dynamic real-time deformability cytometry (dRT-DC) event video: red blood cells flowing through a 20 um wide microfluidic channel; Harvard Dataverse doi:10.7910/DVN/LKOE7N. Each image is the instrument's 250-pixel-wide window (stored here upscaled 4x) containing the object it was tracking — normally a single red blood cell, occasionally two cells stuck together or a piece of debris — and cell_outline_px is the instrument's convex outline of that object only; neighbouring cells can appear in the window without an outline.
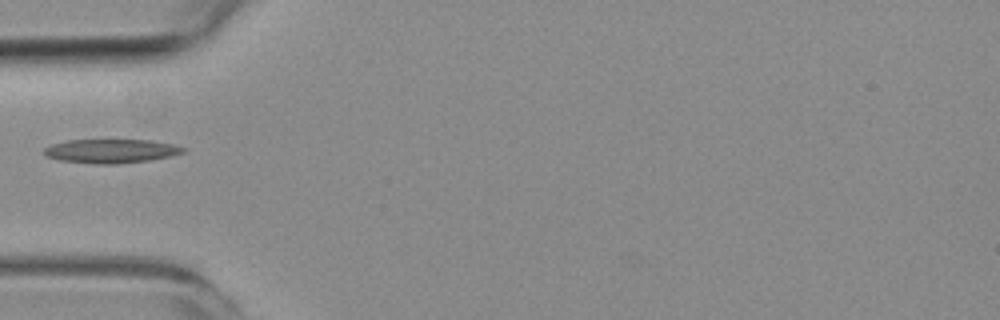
{"species": "common noctule bat (a hibernating species)", "species_latin": "Nyctalus noctula", "temperature_condition": "room temperature", "stored_images_in_passage": 2, "camera_frame_rate_fps": 3000, "um_per_image_px": 0.085, "animal": {"sex": "female", "body_mass_g": 19.3, "forearm_length_mm": 54.1}, "frame": {"image": 1, "passage_image": 2, "time_ms": 1.333, "image_size_px": [1000, 320], "cell_outline_px": [[188, 148], [184, 152], [168, 156], [148, 160], [116, 164], [92, 164], [60, 160], [48, 156], [44, 152], [44, 148], [52, 144], [68, 140], [152, 140], [172, 144]], "centroid_in_image_um": [9.45, 12.83], "position_along_channel_um": 75.6, "area_um2": 19.25}}